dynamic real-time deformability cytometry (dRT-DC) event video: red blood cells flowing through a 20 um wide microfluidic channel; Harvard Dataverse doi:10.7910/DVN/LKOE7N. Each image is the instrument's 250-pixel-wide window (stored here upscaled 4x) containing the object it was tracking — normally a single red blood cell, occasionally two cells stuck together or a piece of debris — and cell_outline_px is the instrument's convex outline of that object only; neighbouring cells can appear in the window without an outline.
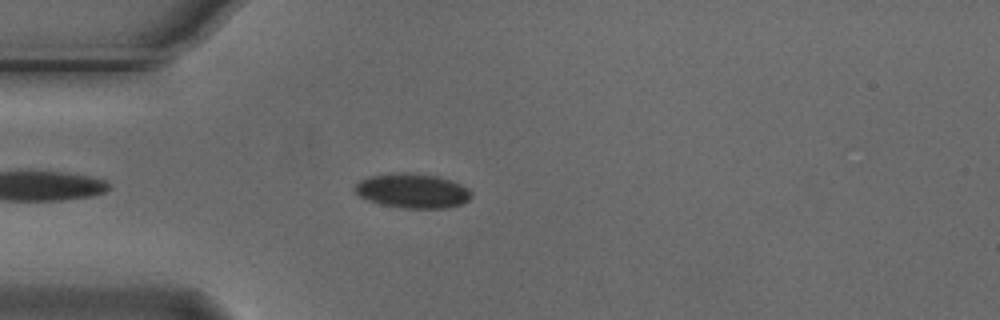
{"species": "Egyptian fruit bat (a non-hibernating species)", "species_latin": "Rousettus aegyptiacus", "temperature_condition": "cold", "stored_images_in_passage": 38, "camera_frame_rate_fps": 3000, "um_per_image_px": 0.085, "animal": {"sex": "male"}, "frame": {"image": 1, "passage_image": 5, "time_ms": 1.333, "image_size_px": [1000, 320], "cell_outline_px": [[472, 196], [468, 200], [460, 204], [448, 208], [400, 208], [380, 204], [368, 200], [360, 196], [352, 188], [360, 180], [372, 176], [396, 172], [412, 172], [436, 176], [452, 180], [468, 188], [472, 192]], "centroid_in_image_um": [35.07, 16.21], "position_along_channel_um": 49.9, "area_um2": 23.58}}
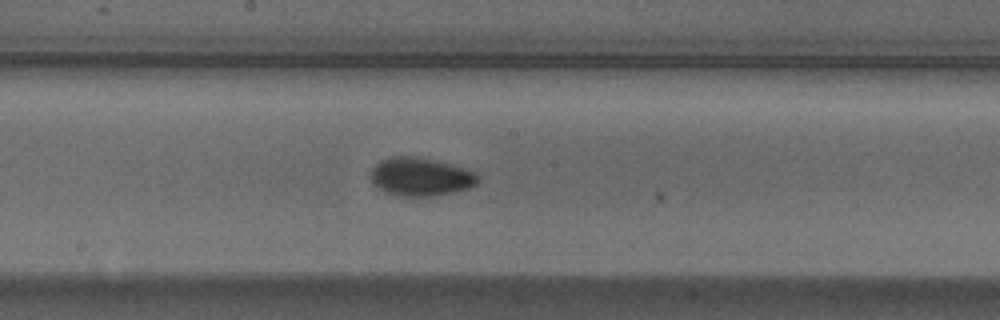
{"frame": {"image": 2, "passage_image": 19, "time_ms": 6.0, "image_size_px": [1000, 320], "cell_outline_px": [[480, 180], [472, 188], [436, 196], [400, 196], [384, 192], [372, 184], [372, 168], [380, 160], [392, 156], [416, 156], [436, 160], [468, 168], [476, 172], [480, 176]], "centroid_in_image_um": [35.81, 15.02], "position_along_channel_um": 212.4, "area_um2": 24.45}}
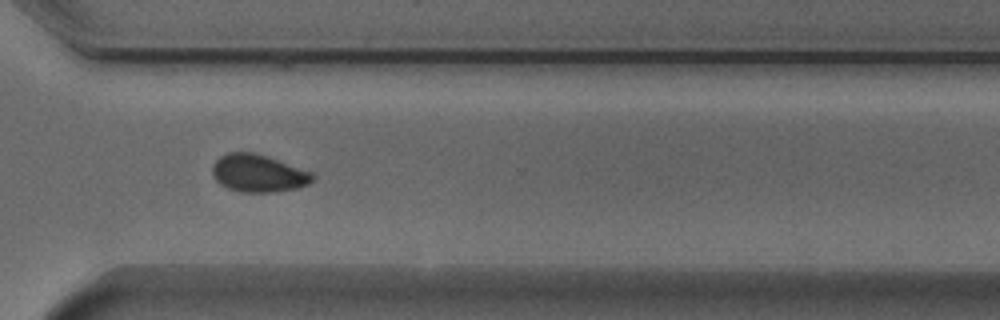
{"frame": {"image": 3, "passage_image": 30, "time_ms": 9.667, "image_size_px": [1000, 320], "cell_outline_px": [[316, 176], [308, 184], [296, 188], [272, 192], [240, 192], [228, 188], [220, 184], [212, 176], [212, 164], [220, 156], [228, 152], [256, 152], [268, 156], [312, 172]], "centroid_in_image_um": [21.93, 14.72], "position_along_channel_um": 348.7, "area_um2": 22.08}, "authors_computed_cell_mechanics": {"area_um2": 23.0622, "velocity_mm_per_s": 3.7172, "shape_relaxation_time_tau1_ms": 2.5965, "shape_relaxation_time_tau2_ms": null, "deformation_change_tau1": 0.0801, "deformation_change_tau2": null}}